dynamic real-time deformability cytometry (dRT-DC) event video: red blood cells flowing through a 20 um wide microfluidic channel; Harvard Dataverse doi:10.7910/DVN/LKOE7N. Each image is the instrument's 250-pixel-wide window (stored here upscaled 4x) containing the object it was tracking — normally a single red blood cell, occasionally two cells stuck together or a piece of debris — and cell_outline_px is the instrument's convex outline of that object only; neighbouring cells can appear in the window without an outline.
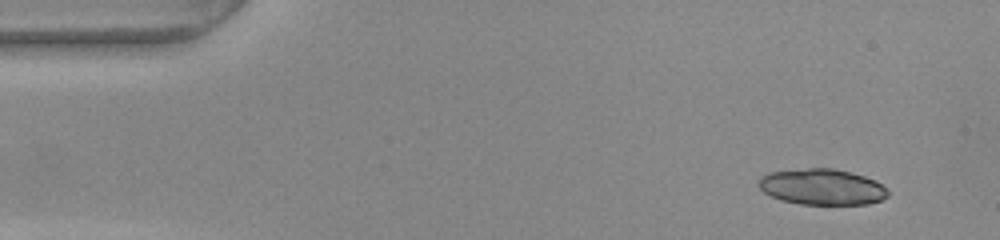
{"species": "common noctule bat (a hibernating species)", "species_latin": "Nyctalus noctula", "temperature_condition": "warm", "stored_images_in_passage": 49, "camera_frame_rate_fps": 3000, "um_per_image_px": 0.085, "animal": {"sex": "female", "body_mass_g": 22.0, "forearm_length_mm": 56.7}, "frame": {"image": 1, "passage_image": 1, "time_ms": 0.0, "image_size_px": [1000, 240], "cell_outline_px": [[888, 196], [880, 200], [868, 204], [800, 204], [780, 200], [764, 192], [756, 184], [760, 176], [768, 172], [808, 168], [832, 168], [864, 176], [876, 180], [888, 192]], "centroid_in_image_um": [69.82, 15.88], "position_along_channel_um": 15.2, "area_um2": 27.05}, "authors_computed_cell_mechanics": {"area_um2": 27.9174, "velocity_mm_per_s": 3.8353, "shape_relaxation_time_tau1_ms": 0.2778, "shape_relaxation_time_tau2_ms": 1.7404, "deformation_change_tau1": 0.2533, "deformation_change_tau2": 0.0776}}